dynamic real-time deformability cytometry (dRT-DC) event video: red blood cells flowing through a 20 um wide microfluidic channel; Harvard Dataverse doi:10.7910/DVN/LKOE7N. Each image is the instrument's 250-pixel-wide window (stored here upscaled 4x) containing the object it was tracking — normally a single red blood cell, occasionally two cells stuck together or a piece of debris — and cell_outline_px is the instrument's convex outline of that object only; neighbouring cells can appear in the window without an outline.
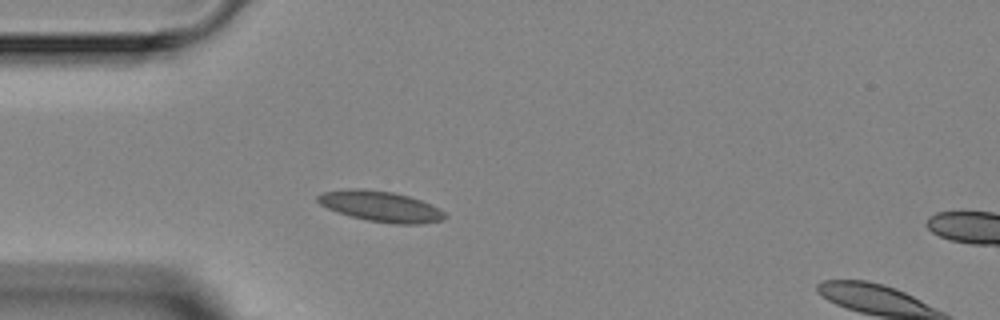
{"species": "Egyptian fruit bat (a non-hibernating species)", "species_latin": "Rousettus aegyptiacus", "temperature_condition": "room temperature", "stored_images_in_passage": 3, "camera_frame_rate_fps": 3000, "um_per_image_px": 0.085, "animal": {"sex": "female"}, "frame": {"image": 1, "passage_image": 2, "time_ms": 1.333, "image_size_px": [1000, 320], "cell_outline_px": [[448, 216], [444, 220], [420, 224], [396, 224], [368, 220], [336, 212], [320, 204], [316, 200], [316, 196], [324, 192], [352, 188], [360, 188], [392, 192], [408, 196], [420, 200], [444, 212]], "centroid_in_image_um": [32.34, 17.54], "position_along_channel_um": 52.7, "area_um2": 22.43}}